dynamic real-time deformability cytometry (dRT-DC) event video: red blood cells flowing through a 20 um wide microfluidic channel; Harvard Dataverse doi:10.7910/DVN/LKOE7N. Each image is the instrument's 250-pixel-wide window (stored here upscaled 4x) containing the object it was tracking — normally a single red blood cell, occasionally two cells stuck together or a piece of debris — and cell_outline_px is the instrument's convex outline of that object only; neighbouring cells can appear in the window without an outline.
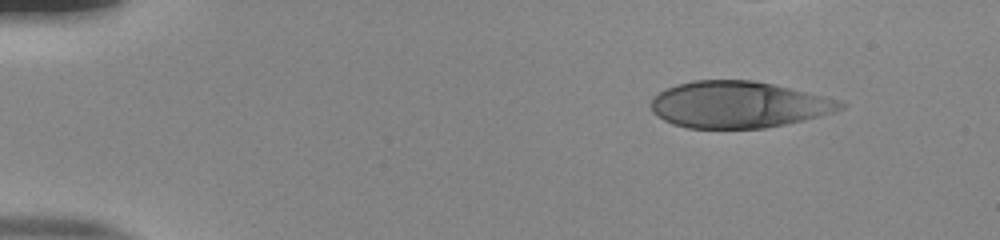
{"species": "human", "species_latin": "Homo sapiens", "temperature_condition": "room temperature", "stored_images_in_passage": 37, "camera_frame_rate_fps": 3000, "um_per_image_px": 0.085, "donor": {"sex": "male"}, "frame": {"image": 1, "passage_image": 1, "time_ms": 0.0, "image_size_px": [1000, 240], "cell_outline_px": [[848, 104], [844, 108], [836, 112], [820, 116], [784, 124], [764, 128], [688, 128], [672, 124], [664, 120], [652, 112], [648, 104], [660, 92], [676, 84], [692, 80], [752, 80], [772, 84], [824, 96], [840, 100]], "centroid_in_image_um": [62.77, 8.89], "position_along_channel_um": 22.2, "area_um2": 51.38}}
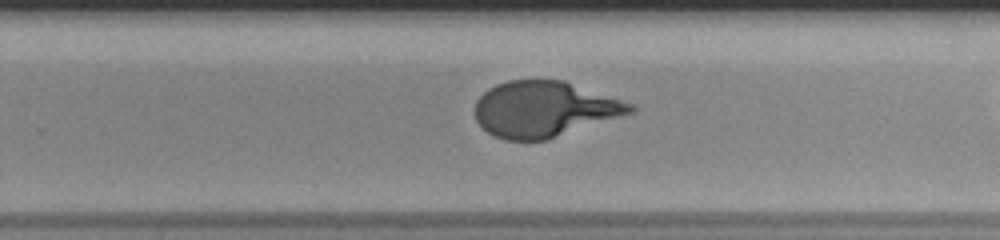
{"frame": {"image": 2, "passage_image": 29, "time_ms": 9.333, "image_size_px": [1000, 240], "cell_outline_px": [[636, 112], [544, 140], [504, 140], [488, 132], [476, 120], [476, 100], [488, 88], [496, 84], [508, 80], [564, 80], [632, 104], [636, 108]], "centroid_in_image_um": [46.26, 9.27], "position_along_channel_um": 283.5, "area_um2": 50.0}}
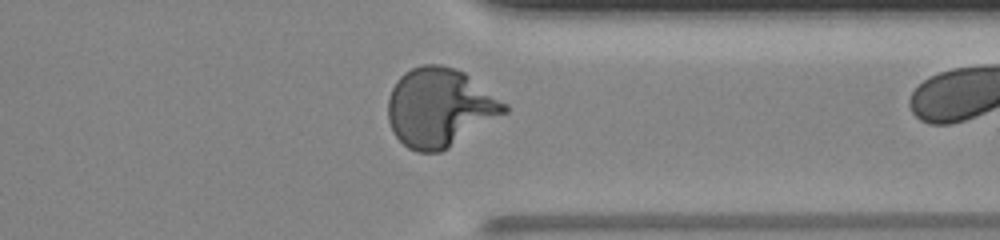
{"frame": {"image": 3, "passage_image": 36, "time_ms": 11.667, "image_size_px": [1000, 240], "cell_outline_px": [[508, 112], [448, 148], [440, 152], [416, 152], [408, 148], [392, 132], [388, 120], [388, 96], [396, 80], [404, 72], [420, 64], [440, 64], [456, 68], [464, 72], [508, 104]], "centroid_in_image_um": [37.37, 9.13], "position_along_channel_um": 374.0, "area_um2": 53.64}}